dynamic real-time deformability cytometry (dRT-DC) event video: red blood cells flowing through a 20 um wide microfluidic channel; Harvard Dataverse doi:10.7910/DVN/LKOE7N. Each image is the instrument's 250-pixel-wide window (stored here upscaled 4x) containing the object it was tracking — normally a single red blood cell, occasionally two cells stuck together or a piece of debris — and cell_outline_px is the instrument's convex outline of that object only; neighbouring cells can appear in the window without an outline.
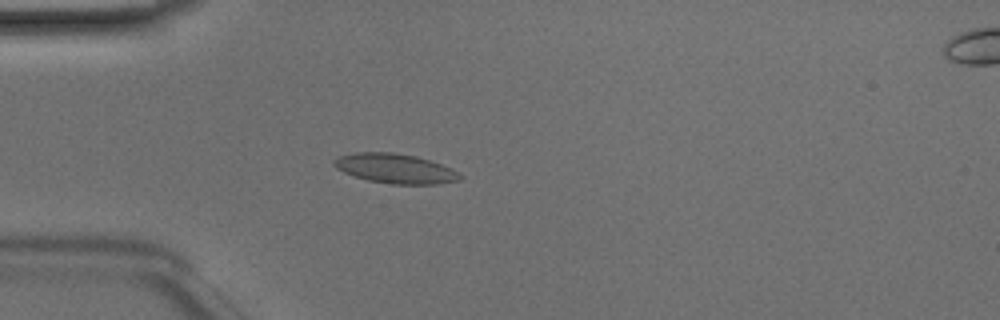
{"species": "Egyptian fruit bat (a non-hibernating species)", "species_latin": "Rousettus aegyptiacus", "temperature_condition": "room temperature", "stored_images_in_passage": 40, "camera_frame_rate_fps": 3000, "um_per_image_px": 0.085, "animal": {"sex": "male"}, "frame": {"image": 1, "passage_image": 5, "time_ms": 1.333, "image_size_px": [1000, 320], "cell_outline_px": [[464, 176], [460, 180], [436, 184], [392, 184], [368, 180], [344, 172], [336, 168], [332, 164], [332, 160], [340, 156], [356, 152], [392, 152], [416, 156], [452, 168]], "centroid_in_image_um": [33.6, 14.32], "position_along_channel_um": 51.4, "area_um2": 21.68}}
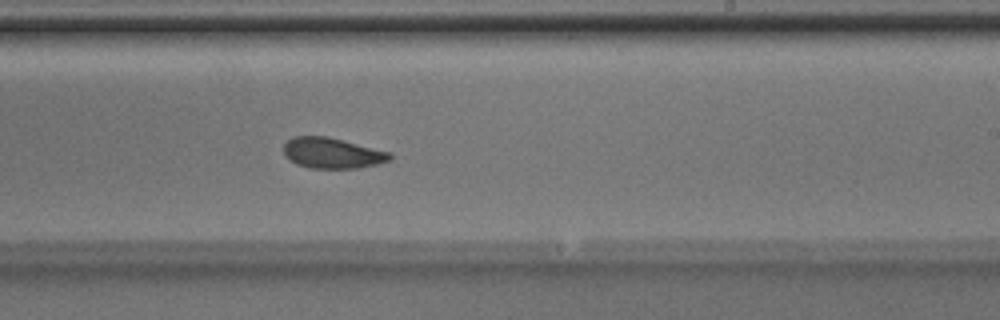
{"frame": {"image": 2, "passage_image": 21, "time_ms": 6.667, "image_size_px": [1000, 320], "cell_outline_px": [[392, 160], [360, 168], [308, 168], [296, 164], [284, 156], [284, 144], [292, 136], [328, 136], [392, 152]], "centroid_in_image_um": [28.25, 13.01], "position_along_channel_um": 260.7, "area_um2": 19.25}}
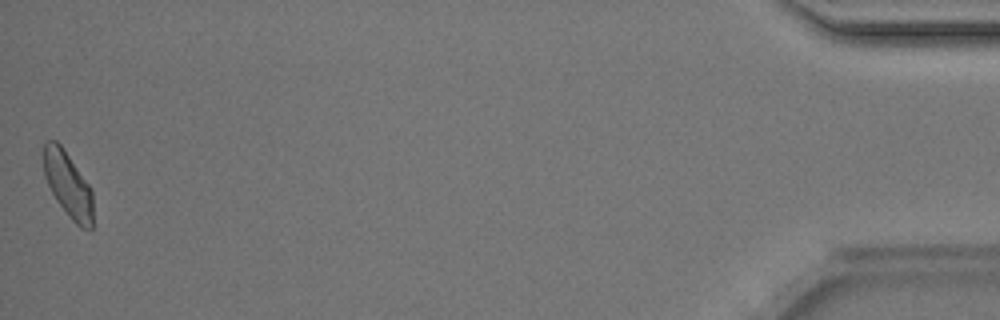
{"frame": {"image": 3, "passage_image": 40, "time_ms": 13.0, "image_size_px": [1000, 320], "cell_outline_px": [[92, 228], [80, 228], [72, 220], [56, 200], [44, 176], [44, 144], [48, 140], [56, 140], [64, 148], [88, 184], [92, 192]], "centroid_in_image_um": [5.77, 15.68], "position_along_channel_um": 429.4, "area_um2": 18.55}, "authors_computed_cell_mechanics": {"area_um2": 19.3341, "velocity_mm_per_s": 4.141, "shape_relaxation_time_tau1_ms": 4.6169, "shape_relaxation_time_tau2_ms": 10.8783, "deformation_change_tau1": 0.1029, "deformation_change_tau2": 0.1186}}